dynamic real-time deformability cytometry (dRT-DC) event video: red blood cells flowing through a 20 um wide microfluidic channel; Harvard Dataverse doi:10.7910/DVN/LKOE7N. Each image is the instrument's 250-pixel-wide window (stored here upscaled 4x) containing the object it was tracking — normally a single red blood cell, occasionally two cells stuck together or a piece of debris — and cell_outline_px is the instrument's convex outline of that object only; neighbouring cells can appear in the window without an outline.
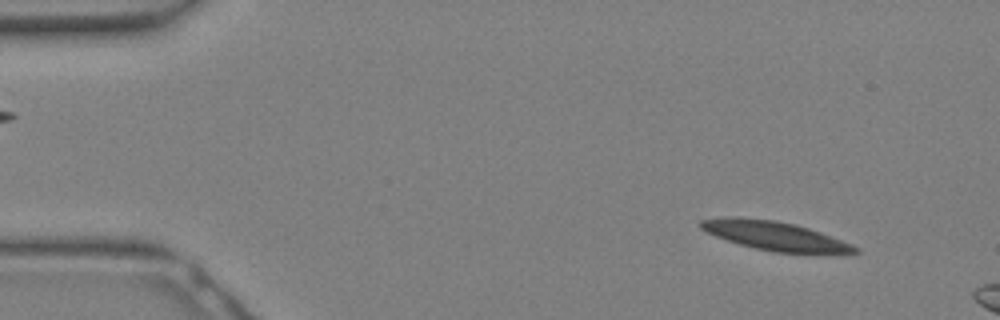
{"species": "Egyptian fruit bat (a non-hibernating species)", "species_latin": "Rousettus aegyptiacus", "temperature_condition": "warm", "stored_images_in_passage": 9, "camera_frame_rate_fps": 3000, "um_per_image_px": 0.085, "animal": {"sex": "female"}, "frame": {"image": 1, "passage_image": 3, "time_ms": 0.667, "image_size_px": [1000, 320], "cell_outline_px": [[860, 252], [776, 252], [756, 248], [740, 244], [716, 236], [700, 228], [700, 220], [724, 216], [736, 216], [776, 220], [796, 224], [820, 232], [852, 244], [860, 248]], "centroid_in_image_um": [65.8, 20.0], "position_along_channel_um": 19.2, "area_um2": 25.55}}